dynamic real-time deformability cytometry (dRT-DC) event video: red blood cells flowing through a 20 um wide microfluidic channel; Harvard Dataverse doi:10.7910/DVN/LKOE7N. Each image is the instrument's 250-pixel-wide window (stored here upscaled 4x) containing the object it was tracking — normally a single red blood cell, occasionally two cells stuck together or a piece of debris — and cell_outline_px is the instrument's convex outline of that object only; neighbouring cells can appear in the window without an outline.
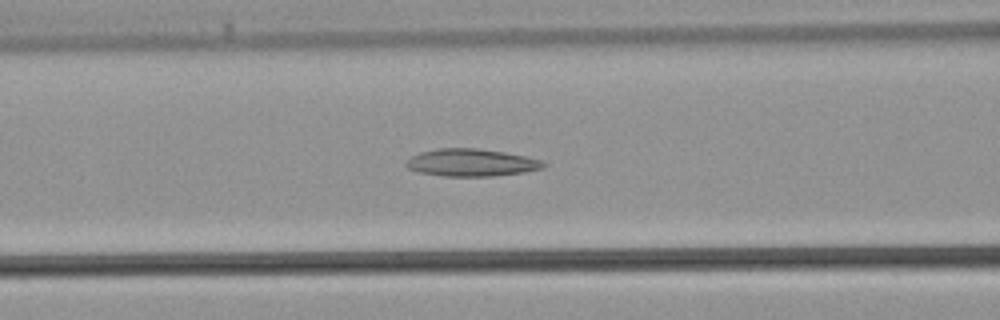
{"species": "common noctule bat (a hibernating species)", "species_latin": "Nyctalus noctula", "temperature_condition": "warm", "stored_images_in_passage": 36, "camera_frame_rate_fps": 3000, "um_per_image_px": 0.085, "animal": {"sex": "male", "body_mass_g": 21.5, "forearm_length_mm": 52.0}, "frame": {"image": 1, "passage_image": 11, "time_ms": 3.333, "image_size_px": [1000, 320], "cell_outline_px": [[548, 164], [544, 168], [524, 172], [492, 176], [444, 176], [420, 172], [408, 168], [404, 164], [412, 156], [420, 152], [440, 148], [476, 148], [504, 152], [544, 160]], "centroid_in_image_um": [40.11, 13.82], "position_along_channel_um": 126.5, "area_um2": 21.91}}
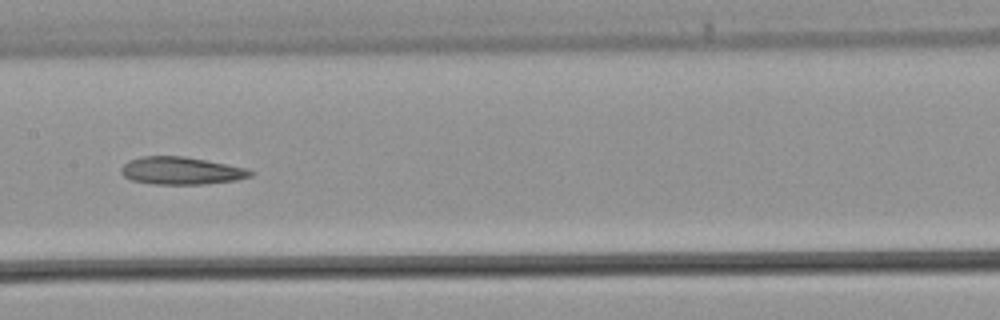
{"frame": {"image": 2, "passage_image": 15, "time_ms": 4.667, "image_size_px": [1000, 320], "cell_outline_px": [[256, 172], [252, 176], [236, 180], [204, 184], [152, 184], [132, 180], [124, 176], [120, 172], [120, 168], [128, 160], [140, 156], [184, 156], [248, 168]], "centroid_in_image_um": [15.41, 14.51], "position_along_channel_um": 192.0, "area_um2": 20.92}}
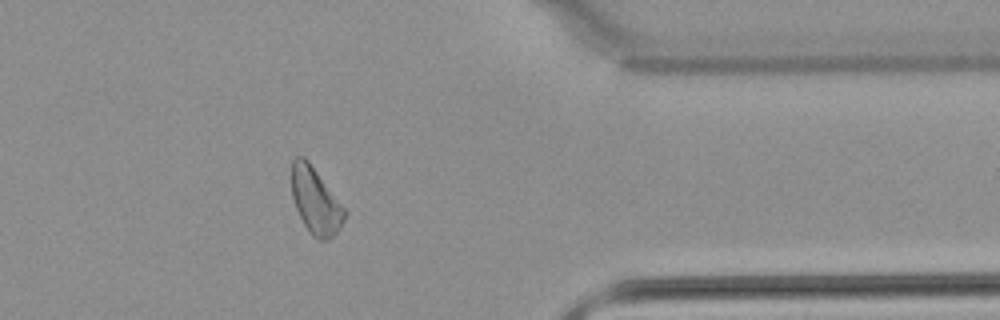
{"frame": {"image": 3, "passage_image": 28, "time_ms": 9.0, "image_size_px": [1000, 320], "cell_outline_px": [[348, 212], [340, 228], [328, 240], [320, 240], [312, 236], [304, 224], [296, 208], [292, 196], [292, 160], [296, 156], [304, 156], [308, 160]], "centroid_in_image_um": [26.83, 17.07], "position_along_channel_um": 384.6, "area_um2": 20.35}}